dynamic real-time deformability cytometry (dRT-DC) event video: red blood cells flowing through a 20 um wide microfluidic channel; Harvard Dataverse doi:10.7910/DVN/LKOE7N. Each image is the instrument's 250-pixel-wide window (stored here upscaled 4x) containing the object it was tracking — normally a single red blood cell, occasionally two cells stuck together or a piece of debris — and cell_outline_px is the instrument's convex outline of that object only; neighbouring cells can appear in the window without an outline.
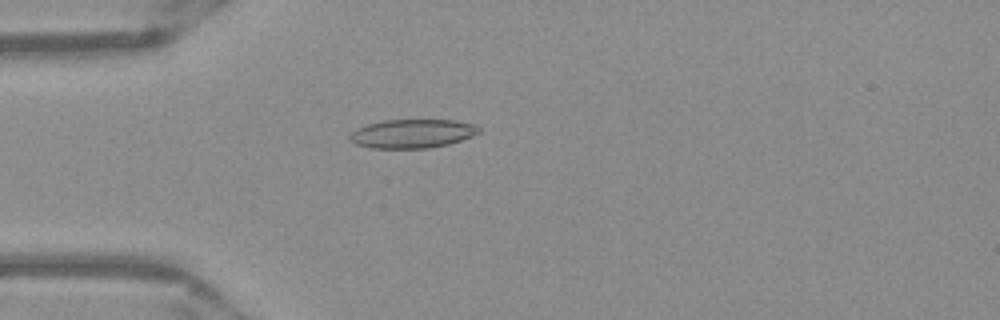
{"species": "Egyptian fruit bat (a non-hibernating species)", "species_latin": "Rousettus aegyptiacus", "temperature_condition": "warm", "stored_images_in_passage": 46, "camera_frame_rate_fps": 3000, "um_per_image_px": 0.085, "frame": {"image": 1, "passage_image": 9, "time_ms": 2.667, "image_size_px": [1000, 320], "cell_outline_px": [[480, 132], [472, 136], [448, 144], [428, 148], [372, 148], [356, 144], [348, 140], [348, 136], [356, 128], [368, 124], [384, 120], [456, 120], [476, 124], [480, 128]], "centroid_in_image_um": [35.04, 11.35], "position_along_channel_um": 50.0, "area_um2": 21.73}}
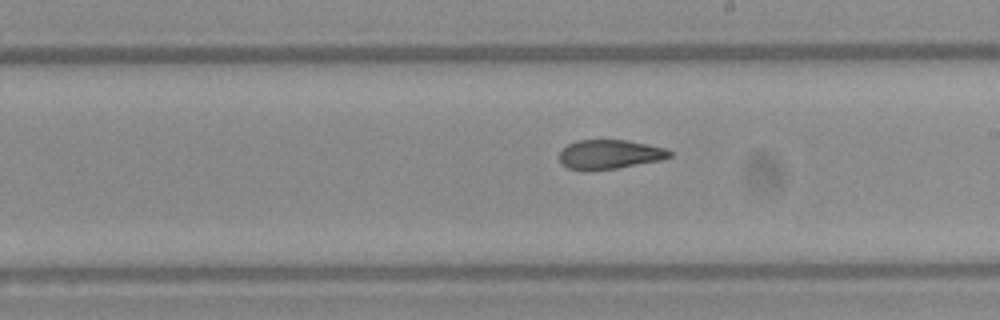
{"frame": {"image": 2, "passage_image": 24, "time_ms": 7.667, "image_size_px": [1000, 320], "cell_outline_px": [[672, 156], [660, 160], [616, 168], [568, 168], [560, 160], [560, 152], [568, 144], [576, 140], [628, 140], [668, 148], [672, 152]], "centroid_in_image_um": [51.9, 13.08], "position_along_channel_um": 237.1, "area_um2": 18.26}}
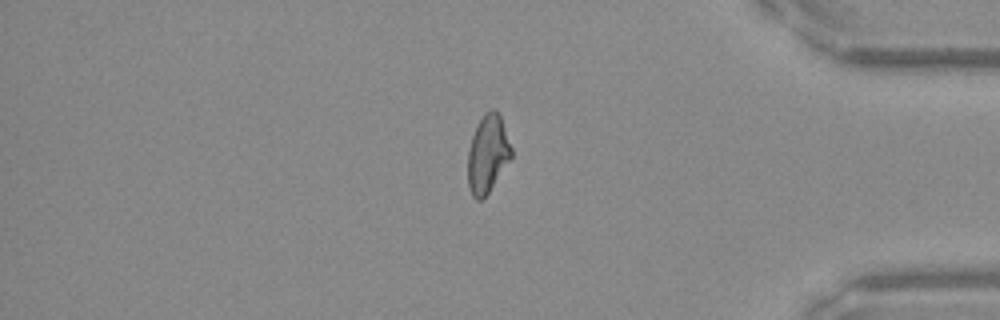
{"frame": {"image": 3, "passage_image": 38, "time_ms": 12.333, "image_size_px": [1000, 320], "cell_outline_px": [[512, 156], [488, 192], [480, 200], [476, 200], [472, 196], [468, 188], [468, 152], [472, 136], [484, 112], [492, 108], [500, 112], [512, 148]], "centroid_in_image_um": [41.45, 13.05], "position_along_channel_um": 393.7, "area_um2": 19.65}, "authors_computed_cell_mechanics": {"area_um2": 19.9988, "velocity_mm_per_s": 3.9492, "shape_relaxation_time_tau1_ms": null, "shape_relaxation_time_tau2_ms": 1.6054, "deformation_change_tau1": null, "deformation_change_tau2": 0.0903}}